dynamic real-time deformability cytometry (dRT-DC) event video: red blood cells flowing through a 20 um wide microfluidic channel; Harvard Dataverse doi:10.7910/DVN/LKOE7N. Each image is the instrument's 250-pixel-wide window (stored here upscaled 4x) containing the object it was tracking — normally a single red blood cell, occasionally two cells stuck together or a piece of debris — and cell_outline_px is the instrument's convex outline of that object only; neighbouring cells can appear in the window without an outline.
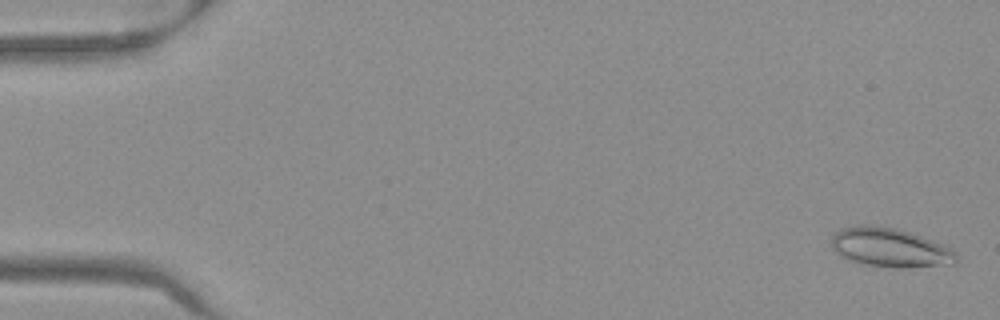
{"species": "Egyptian fruit bat (a non-hibernating species)", "species_latin": "Rousettus aegyptiacus", "temperature_condition": "warm", "stored_images_in_passage": 53, "camera_frame_rate_fps": 3000, "um_per_image_px": 0.085, "frame": {"image": 1, "passage_image": 2, "time_ms": 0.333, "image_size_px": [1000, 320], "cell_outline_px": [[960, 256], [952, 264], [904, 268], [896, 268], [860, 264], [848, 260], [836, 252], [832, 248], [832, 236], [840, 228], [864, 224], [868, 224], [896, 228], [944, 244], [952, 248]], "centroid_in_image_um": [75.66, 21.05], "position_along_channel_um": 9.3, "area_um2": 28.67}}
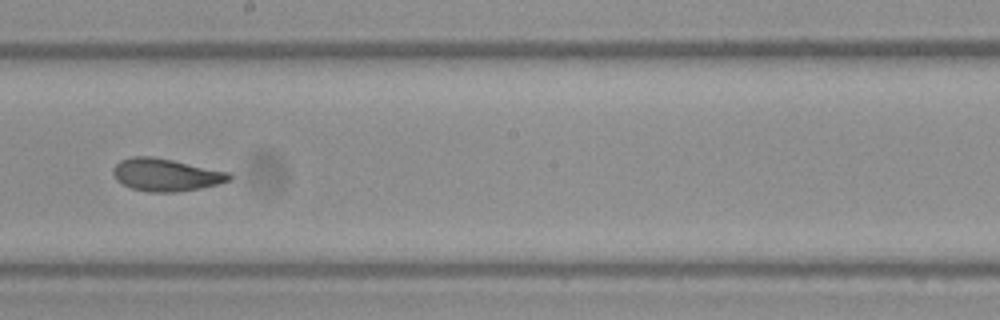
{"frame": {"image": 2, "passage_image": 30, "time_ms": 9.667, "image_size_px": [1000, 320], "cell_outline_px": [[232, 180], [200, 188], [176, 192], [148, 192], [132, 188], [116, 180], [112, 172], [112, 168], [120, 160], [132, 156], [152, 156], [172, 160], [228, 172], [232, 176]], "centroid_in_image_um": [14.07, 14.86], "position_along_channel_um": 234.1, "area_um2": 21.91}}
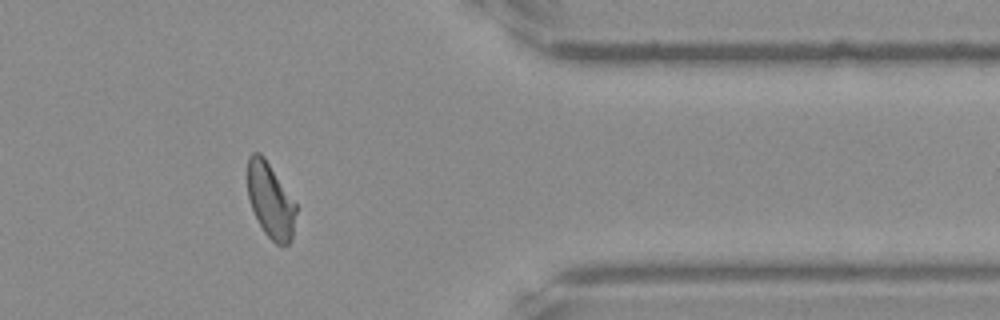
{"frame": {"image": 3, "passage_image": 43, "time_ms": 14.0, "image_size_px": [1000, 320], "cell_outline_px": [[296, 212], [292, 240], [288, 244], [276, 244], [264, 232], [252, 208], [248, 196], [248, 156], [252, 152], [260, 152], [264, 156], [296, 204]], "centroid_in_image_um": [22.99, 17.03], "position_along_channel_um": 388.4, "area_um2": 20.92}, "authors_computed_cell_mechanics": {"area_um2": 22.1374, "velocity_mm_per_s": 3.9703, "shape_relaxation_time_tau1_ms": 7.8321, "shape_relaxation_time_tau2_ms": 1.8271, "deformation_change_tau1": 0.2083, "deformation_change_tau2": 0.0877}}